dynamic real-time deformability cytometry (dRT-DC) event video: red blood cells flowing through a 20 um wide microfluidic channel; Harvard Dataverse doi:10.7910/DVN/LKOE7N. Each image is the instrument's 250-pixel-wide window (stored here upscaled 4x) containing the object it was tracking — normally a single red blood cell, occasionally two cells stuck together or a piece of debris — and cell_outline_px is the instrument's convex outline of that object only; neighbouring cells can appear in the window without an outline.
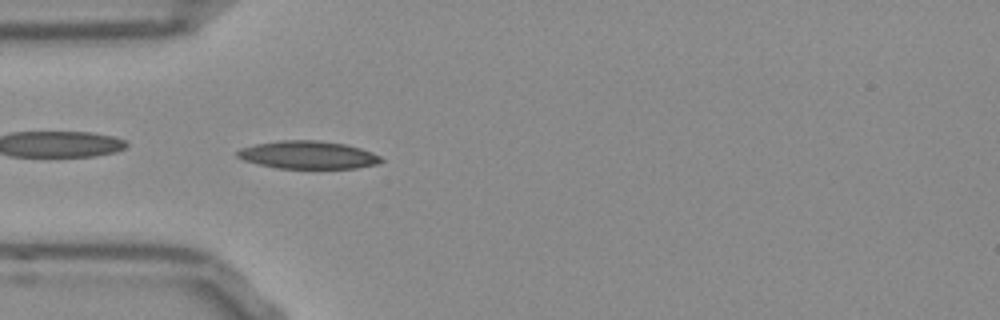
{"species": "Egyptian fruit bat (a non-hibernating species)", "species_latin": "Rousettus aegyptiacus", "temperature_condition": "room temperature", "stored_images_in_passage": 38, "camera_frame_rate_fps": 3000, "um_per_image_px": 0.085, "frame": {"image": 1, "passage_image": 1, "time_ms": 0.0, "image_size_px": [1000, 320], "cell_outline_px": [[384, 160], [376, 164], [356, 168], [276, 168], [244, 160], [236, 156], [236, 152], [240, 148], [256, 144], [280, 140], [316, 140], [344, 144], [360, 148], [372, 152], [380, 156]], "centroid_in_image_um": [26.17, 13.16], "position_along_channel_um": 58.8, "area_um2": 23.18}}
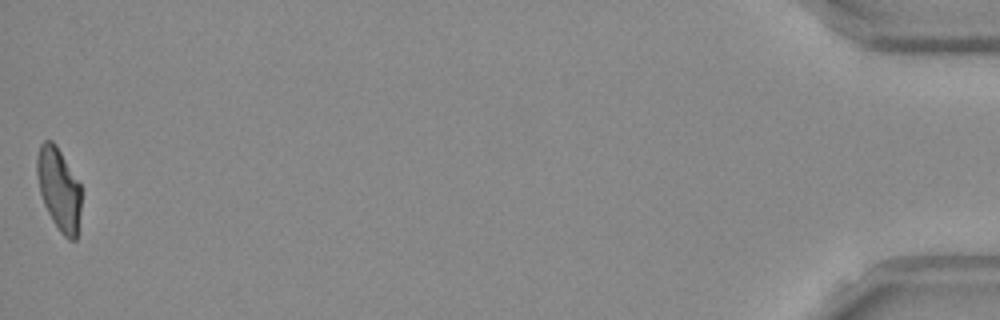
{"frame": {"image": 2, "passage_image": 38, "time_ms": 12.333, "image_size_px": [1000, 320], "cell_outline_px": [[80, 212], [76, 240], [68, 240], [60, 232], [52, 220], [44, 204], [40, 192], [36, 172], [36, 160], [40, 144], [44, 140], [52, 140], [56, 144], [80, 184]], "centroid_in_image_um": [4.99, 16.06], "position_along_channel_um": 430.2, "area_um2": 21.21}, "authors_computed_cell_mechanics": {"area_um2": 21.964, "velocity_mm_per_s": 3.853, "shape_relaxation_time_tau1_ms": 8.5877, "shape_relaxation_time_tau2_ms": 2.2583, "deformation_change_tau1": 0.2244, "deformation_change_tau2": 0.0816}}